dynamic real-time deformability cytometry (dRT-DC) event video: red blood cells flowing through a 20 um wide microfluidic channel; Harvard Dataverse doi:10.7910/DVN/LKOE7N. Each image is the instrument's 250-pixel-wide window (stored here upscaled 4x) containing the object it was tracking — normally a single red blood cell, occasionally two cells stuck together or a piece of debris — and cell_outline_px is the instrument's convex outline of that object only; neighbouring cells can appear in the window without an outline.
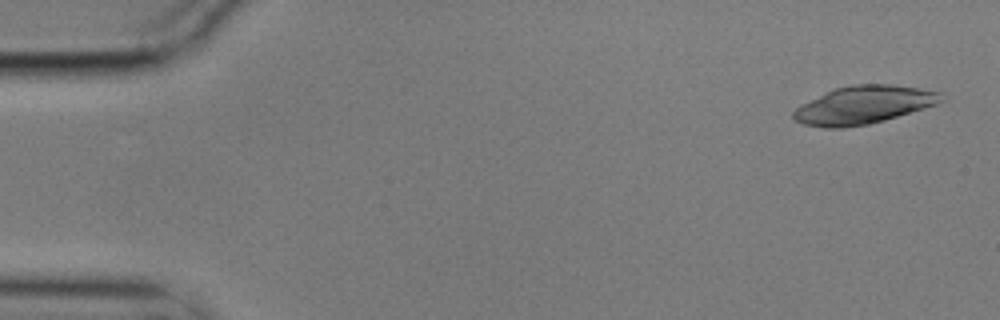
{"species": "common noctule bat (a hibernating species)", "species_latin": "Nyctalus noctula", "temperature_condition": "cold", "stored_images_in_passage": 31, "camera_frame_rate_fps": 3000, "um_per_image_px": 0.085, "animal": {"sex": "male", "body_mass_g": 17.9}, "frame": {"image": 1, "passage_image": 2, "time_ms": 0.333, "image_size_px": [1000, 320], "cell_outline_px": [[944, 100], [936, 104], [924, 108], [884, 120], [868, 124], [840, 128], [824, 128], [804, 124], [796, 120], [792, 116], [792, 112], [796, 108], [836, 88], [852, 84], [892, 84], [920, 88], [940, 92]], "centroid_in_image_um": [73.43, 8.92], "position_along_channel_um": 11.6, "area_um2": 32.19}}